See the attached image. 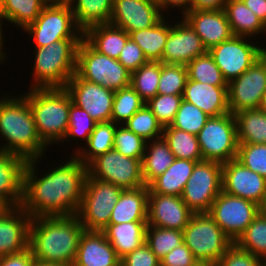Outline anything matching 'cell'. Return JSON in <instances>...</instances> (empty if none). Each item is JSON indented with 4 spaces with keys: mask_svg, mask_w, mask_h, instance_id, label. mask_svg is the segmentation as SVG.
<instances>
[{
    "mask_svg": "<svg viewBox=\"0 0 266 266\" xmlns=\"http://www.w3.org/2000/svg\"><path fill=\"white\" fill-rule=\"evenodd\" d=\"M71 153L58 163L52 159L56 164L47 166L48 170L41 169L43 175L39 174V166L45 157L27 161L21 207L31 218L76 214L83 195L87 166Z\"/></svg>",
    "mask_w": 266,
    "mask_h": 266,
    "instance_id": "6da1fadb",
    "label": "cell"
},
{
    "mask_svg": "<svg viewBox=\"0 0 266 266\" xmlns=\"http://www.w3.org/2000/svg\"><path fill=\"white\" fill-rule=\"evenodd\" d=\"M84 230L76 214L34 217L29 248L35 260L72 266Z\"/></svg>",
    "mask_w": 266,
    "mask_h": 266,
    "instance_id": "7a4b0ae2",
    "label": "cell"
},
{
    "mask_svg": "<svg viewBox=\"0 0 266 266\" xmlns=\"http://www.w3.org/2000/svg\"><path fill=\"white\" fill-rule=\"evenodd\" d=\"M2 93L4 95L0 93V151L16 154L27 161L45 157L49 149L38 136L27 99L22 93Z\"/></svg>",
    "mask_w": 266,
    "mask_h": 266,
    "instance_id": "3957f363",
    "label": "cell"
},
{
    "mask_svg": "<svg viewBox=\"0 0 266 266\" xmlns=\"http://www.w3.org/2000/svg\"><path fill=\"white\" fill-rule=\"evenodd\" d=\"M26 93L41 141L49 148L64 139L69 123V110L73 102L65 88H32ZM50 145V146H49Z\"/></svg>",
    "mask_w": 266,
    "mask_h": 266,
    "instance_id": "277c9868",
    "label": "cell"
},
{
    "mask_svg": "<svg viewBox=\"0 0 266 266\" xmlns=\"http://www.w3.org/2000/svg\"><path fill=\"white\" fill-rule=\"evenodd\" d=\"M82 39H63L33 48L32 88H65L76 73L77 50ZM33 75V76H32Z\"/></svg>",
    "mask_w": 266,
    "mask_h": 266,
    "instance_id": "5b68a950",
    "label": "cell"
},
{
    "mask_svg": "<svg viewBox=\"0 0 266 266\" xmlns=\"http://www.w3.org/2000/svg\"><path fill=\"white\" fill-rule=\"evenodd\" d=\"M22 33H26L33 48L45 47L63 39H83V31L76 24L72 8L66 0L48 2L41 14Z\"/></svg>",
    "mask_w": 266,
    "mask_h": 266,
    "instance_id": "8992f818",
    "label": "cell"
},
{
    "mask_svg": "<svg viewBox=\"0 0 266 266\" xmlns=\"http://www.w3.org/2000/svg\"><path fill=\"white\" fill-rule=\"evenodd\" d=\"M182 232L183 242L199 263L216 265L234 244L208 213H194Z\"/></svg>",
    "mask_w": 266,
    "mask_h": 266,
    "instance_id": "52a82bcc",
    "label": "cell"
},
{
    "mask_svg": "<svg viewBox=\"0 0 266 266\" xmlns=\"http://www.w3.org/2000/svg\"><path fill=\"white\" fill-rule=\"evenodd\" d=\"M124 189L96 178H86L80 206L76 212L87 231H102L110 221L114 205Z\"/></svg>",
    "mask_w": 266,
    "mask_h": 266,
    "instance_id": "ba28073f",
    "label": "cell"
},
{
    "mask_svg": "<svg viewBox=\"0 0 266 266\" xmlns=\"http://www.w3.org/2000/svg\"><path fill=\"white\" fill-rule=\"evenodd\" d=\"M76 73L84 80L113 91L130 85L131 72L118 59L94 50L84 39L77 50Z\"/></svg>",
    "mask_w": 266,
    "mask_h": 266,
    "instance_id": "9c48e42d",
    "label": "cell"
},
{
    "mask_svg": "<svg viewBox=\"0 0 266 266\" xmlns=\"http://www.w3.org/2000/svg\"><path fill=\"white\" fill-rule=\"evenodd\" d=\"M197 138L203 160L223 164L237 158V125L231 112L209 117Z\"/></svg>",
    "mask_w": 266,
    "mask_h": 266,
    "instance_id": "30bf717a",
    "label": "cell"
},
{
    "mask_svg": "<svg viewBox=\"0 0 266 266\" xmlns=\"http://www.w3.org/2000/svg\"><path fill=\"white\" fill-rule=\"evenodd\" d=\"M86 178L109 182L124 190L145 186L142 159L126 157L114 148L97 156L87 165Z\"/></svg>",
    "mask_w": 266,
    "mask_h": 266,
    "instance_id": "8fae6325",
    "label": "cell"
},
{
    "mask_svg": "<svg viewBox=\"0 0 266 266\" xmlns=\"http://www.w3.org/2000/svg\"><path fill=\"white\" fill-rule=\"evenodd\" d=\"M222 191V163L202 160L194 166L181 198L193 213H208Z\"/></svg>",
    "mask_w": 266,
    "mask_h": 266,
    "instance_id": "7c38bea8",
    "label": "cell"
},
{
    "mask_svg": "<svg viewBox=\"0 0 266 266\" xmlns=\"http://www.w3.org/2000/svg\"><path fill=\"white\" fill-rule=\"evenodd\" d=\"M256 42L252 38L233 36L208 50L227 83L241 76L266 52L265 43L261 46Z\"/></svg>",
    "mask_w": 266,
    "mask_h": 266,
    "instance_id": "4fadbf2b",
    "label": "cell"
},
{
    "mask_svg": "<svg viewBox=\"0 0 266 266\" xmlns=\"http://www.w3.org/2000/svg\"><path fill=\"white\" fill-rule=\"evenodd\" d=\"M261 210L252 201L221 191L208 214L234 243Z\"/></svg>",
    "mask_w": 266,
    "mask_h": 266,
    "instance_id": "5bb4252c",
    "label": "cell"
},
{
    "mask_svg": "<svg viewBox=\"0 0 266 266\" xmlns=\"http://www.w3.org/2000/svg\"><path fill=\"white\" fill-rule=\"evenodd\" d=\"M266 89V52L241 76L228 83V108L232 114L257 109Z\"/></svg>",
    "mask_w": 266,
    "mask_h": 266,
    "instance_id": "9a60e30c",
    "label": "cell"
},
{
    "mask_svg": "<svg viewBox=\"0 0 266 266\" xmlns=\"http://www.w3.org/2000/svg\"><path fill=\"white\" fill-rule=\"evenodd\" d=\"M65 89L72 101L85 110L97 123L111 121L115 91L82 79L75 73Z\"/></svg>",
    "mask_w": 266,
    "mask_h": 266,
    "instance_id": "2e32d148",
    "label": "cell"
},
{
    "mask_svg": "<svg viewBox=\"0 0 266 266\" xmlns=\"http://www.w3.org/2000/svg\"><path fill=\"white\" fill-rule=\"evenodd\" d=\"M222 191L263 208L266 203V178L233 159L222 164Z\"/></svg>",
    "mask_w": 266,
    "mask_h": 266,
    "instance_id": "e0dca14e",
    "label": "cell"
},
{
    "mask_svg": "<svg viewBox=\"0 0 266 266\" xmlns=\"http://www.w3.org/2000/svg\"><path fill=\"white\" fill-rule=\"evenodd\" d=\"M171 17V30L163 50L162 63L187 65L207 52L201 38L183 18Z\"/></svg>",
    "mask_w": 266,
    "mask_h": 266,
    "instance_id": "ac0fdd59",
    "label": "cell"
},
{
    "mask_svg": "<svg viewBox=\"0 0 266 266\" xmlns=\"http://www.w3.org/2000/svg\"><path fill=\"white\" fill-rule=\"evenodd\" d=\"M193 214L181 196L148 193L147 226L183 231Z\"/></svg>",
    "mask_w": 266,
    "mask_h": 266,
    "instance_id": "d6986e66",
    "label": "cell"
},
{
    "mask_svg": "<svg viewBox=\"0 0 266 266\" xmlns=\"http://www.w3.org/2000/svg\"><path fill=\"white\" fill-rule=\"evenodd\" d=\"M164 16L158 5L147 0H114L110 24L130 34L156 25Z\"/></svg>",
    "mask_w": 266,
    "mask_h": 266,
    "instance_id": "ffe728a7",
    "label": "cell"
},
{
    "mask_svg": "<svg viewBox=\"0 0 266 266\" xmlns=\"http://www.w3.org/2000/svg\"><path fill=\"white\" fill-rule=\"evenodd\" d=\"M32 218L21 207H8L0 214V257L29 248Z\"/></svg>",
    "mask_w": 266,
    "mask_h": 266,
    "instance_id": "44dd1931",
    "label": "cell"
},
{
    "mask_svg": "<svg viewBox=\"0 0 266 266\" xmlns=\"http://www.w3.org/2000/svg\"><path fill=\"white\" fill-rule=\"evenodd\" d=\"M182 17L201 38L207 51L234 36L224 9L190 10Z\"/></svg>",
    "mask_w": 266,
    "mask_h": 266,
    "instance_id": "7402d4cb",
    "label": "cell"
},
{
    "mask_svg": "<svg viewBox=\"0 0 266 266\" xmlns=\"http://www.w3.org/2000/svg\"><path fill=\"white\" fill-rule=\"evenodd\" d=\"M72 266H121V259L102 231L84 230Z\"/></svg>",
    "mask_w": 266,
    "mask_h": 266,
    "instance_id": "603a6c76",
    "label": "cell"
},
{
    "mask_svg": "<svg viewBox=\"0 0 266 266\" xmlns=\"http://www.w3.org/2000/svg\"><path fill=\"white\" fill-rule=\"evenodd\" d=\"M26 164L25 158L0 151V199L9 207L21 206Z\"/></svg>",
    "mask_w": 266,
    "mask_h": 266,
    "instance_id": "cb8c5ba5",
    "label": "cell"
},
{
    "mask_svg": "<svg viewBox=\"0 0 266 266\" xmlns=\"http://www.w3.org/2000/svg\"><path fill=\"white\" fill-rule=\"evenodd\" d=\"M228 86H214L187 79L182 98L194 104L209 117L229 113Z\"/></svg>",
    "mask_w": 266,
    "mask_h": 266,
    "instance_id": "d4e9b609",
    "label": "cell"
},
{
    "mask_svg": "<svg viewBox=\"0 0 266 266\" xmlns=\"http://www.w3.org/2000/svg\"><path fill=\"white\" fill-rule=\"evenodd\" d=\"M129 38L125 30L110 23L94 25L83 32V39L94 50L114 59L119 58Z\"/></svg>",
    "mask_w": 266,
    "mask_h": 266,
    "instance_id": "484cf974",
    "label": "cell"
},
{
    "mask_svg": "<svg viewBox=\"0 0 266 266\" xmlns=\"http://www.w3.org/2000/svg\"><path fill=\"white\" fill-rule=\"evenodd\" d=\"M147 221L108 224L102 232L120 259L145 242Z\"/></svg>",
    "mask_w": 266,
    "mask_h": 266,
    "instance_id": "4316f807",
    "label": "cell"
},
{
    "mask_svg": "<svg viewBox=\"0 0 266 266\" xmlns=\"http://www.w3.org/2000/svg\"><path fill=\"white\" fill-rule=\"evenodd\" d=\"M148 186L123 190L114 205L109 224L147 221Z\"/></svg>",
    "mask_w": 266,
    "mask_h": 266,
    "instance_id": "83f0119b",
    "label": "cell"
},
{
    "mask_svg": "<svg viewBox=\"0 0 266 266\" xmlns=\"http://www.w3.org/2000/svg\"><path fill=\"white\" fill-rule=\"evenodd\" d=\"M224 11L234 36L252 38L258 41V37L262 39L261 36L266 35V26L242 0H228Z\"/></svg>",
    "mask_w": 266,
    "mask_h": 266,
    "instance_id": "f1b7e54d",
    "label": "cell"
},
{
    "mask_svg": "<svg viewBox=\"0 0 266 266\" xmlns=\"http://www.w3.org/2000/svg\"><path fill=\"white\" fill-rule=\"evenodd\" d=\"M197 161L175 159L167 170L149 185V193L181 196Z\"/></svg>",
    "mask_w": 266,
    "mask_h": 266,
    "instance_id": "f546056e",
    "label": "cell"
},
{
    "mask_svg": "<svg viewBox=\"0 0 266 266\" xmlns=\"http://www.w3.org/2000/svg\"><path fill=\"white\" fill-rule=\"evenodd\" d=\"M169 21V22H168ZM171 30V18L164 16L156 25L130 33L148 61L162 62L163 50Z\"/></svg>",
    "mask_w": 266,
    "mask_h": 266,
    "instance_id": "4dcf8cb0",
    "label": "cell"
},
{
    "mask_svg": "<svg viewBox=\"0 0 266 266\" xmlns=\"http://www.w3.org/2000/svg\"><path fill=\"white\" fill-rule=\"evenodd\" d=\"M163 137L146 142L142 158V174L148 186L155 178L163 174L175 160Z\"/></svg>",
    "mask_w": 266,
    "mask_h": 266,
    "instance_id": "1f68e13d",
    "label": "cell"
},
{
    "mask_svg": "<svg viewBox=\"0 0 266 266\" xmlns=\"http://www.w3.org/2000/svg\"><path fill=\"white\" fill-rule=\"evenodd\" d=\"M78 27L84 32L87 28L110 23L114 0H66Z\"/></svg>",
    "mask_w": 266,
    "mask_h": 266,
    "instance_id": "d6a6232c",
    "label": "cell"
},
{
    "mask_svg": "<svg viewBox=\"0 0 266 266\" xmlns=\"http://www.w3.org/2000/svg\"><path fill=\"white\" fill-rule=\"evenodd\" d=\"M47 3L46 0H4L0 8V17L3 24L8 22L5 24L8 27L10 24L23 31L37 19Z\"/></svg>",
    "mask_w": 266,
    "mask_h": 266,
    "instance_id": "836d02e7",
    "label": "cell"
},
{
    "mask_svg": "<svg viewBox=\"0 0 266 266\" xmlns=\"http://www.w3.org/2000/svg\"><path fill=\"white\" fill-rule=\"evenodd\" d=\"M238 143L266 144V111L262 108L242 110L234 114Z\"/></svg>",
    "mask_w": 266,
    "mask_h": 266,
    "instance_id": "e575fe53",
    "label": "cell"
},
{
    "mask_svg": "<svg viewBox=\"0 0 266 266\" xmlns=\"http://www.w3.org/2000/svg\"><path fill=\"white\" fill-rule=\"evenodd\" d=\"M116 126L112 121L96 123L88 142L75 156L87 166L97 156L113 149Z\"/></svg>",
    "mask_w": 266,
    "mask_h": 266,
    "instance_id": "d590c367",
    "label": "cell"
},
{
    "mask_svg": "<svg viewBox=\"0 0 266 266\" xmlns=\"http://www.w3.org/2000/svg\"><path fill=\"white\" fill-rule=\"evenodd\" d=\"M96 123L97 122L93 120L85 110L72 102L69 110L68 130L59 145H65V143L66 145L67 143L71 145L72 143L71 146H75L73 142L77 141L76 147L73 148L74 151L72 153V155H75L88 142L89 136L94 130Z\"/></svg>",
    "mask_w": 266,
    "mask_h": 266,
    "instance_id": "8d00e7d4",
    "label": "cell"
},
{
    "mask_svg": "<svg viewBox=\"0 0 266 266\" xmlns=\"http://www.w3.org/2000/svg\"><path fill=\"white\" fill-rule=\"evenodd\" d=\"M162 137L176 159L203 160L197 135L167 126L163 128Z\"/></svg>",
    "mask_w": 266,
    "mask_h": 266,
    "instance_id": "74e56055",
    "label": "cell"
},
{
    "mask_svg": "<svg viewBox=\"0 0 266 266\" xmlns=\"http://www.w3.org/2000/svg\"><path fill=\"white\" fill-rule=\"evenodd\" d=\"M234 244L252 255L266 258V213L261 210Z\"/></svg>",
    "mask_w": 266,
    "mask_h": 266,
    "instance_id": "f35d334b",
    "label": "cell"
},
{
    "mask_svg": "<svg viewBox=\"0 0 266 266\" xmlns=\"http://www.w3.org/2000/svg\"><path fill=\"white\" fill-rule=\"evenodd\" d=\"M160 72L161 62L152 61L131 72L130 86L145 103L157 95Z\"/></svg>",
    "mask_w": 266,
    "mask_h": 266,
    "instance_id": "ab89813d",
    "label": "cell"
},
{
    "mask_svg": "<svg viewBox=\"0 0 266 266\" xmlns=\"http://www.w3.org/2000/svg\"><path fill=\"white\" fill-rule=\"evenodd\" d=\"M189 80L214 86H228L222 72L207 51L186 65Z\"/></svg>",
    "mask_w": 266,
    "mask_h": 266,
    "instance_id": "60d3db41",
    "label": "cell"
},
{
    "mask_svg": "<svg viewBox=\"0 0 266 266\" xmlns=\"http://www.w3.org/2000/svg\"><path fill=\"white\" fill-rule=\"evenodd\" d=\"M145 243L161 260L171 250L183 243V232L175 229L147 226Z\"/></svg>",
    "mask_w": 266,
    "mask_h": 266,
    "instance_id": "b9f144b4",
    "label": "cell"
},
{
    "mask_svg": "<svg viewBox=\"0 0 266 266\" xmlns=\"http://www.w3.org/2000/svg\"><path fill=\"white\" fill-rule=\"evenodd\" d=\"M144 104L140 95L130 85L115 91L111 121L116 125H123Z\"/></svg>",
    "mask_w": 266,
    "mask_h": 266,
    "instance_id": "7bdbcfd3",
    "label": "cell"
},
{
    "mask_svg": "<svg viewBox=\"0 0 266 266\" xmlns=\"http://www.w3.org/2000/svg\"><path fill=\"white\" fill-rule=\"evenodd\" d=\"M123 125L146 141L162 137L163 127L158 123L156 116L146 104Z\"/></svg>",
    "mask_w": 266,
    "mask_h": 266,
    "instance_id": "ee69618b",
    "label": "cell"
},
{
    "mask_svg": "<svg viewBox=\"0 0 266 266\" xmlns=\"http://www.w3.org/2000/svg\"><path fill=\"white\" fill-rule=\"evenodd\" d=\"M187 79L186 65L161 62L157 94L183 95Z\"/></svg>",
    "mask_w": 266,
    "mask_h": 266,
    "instance_id": "f6af8a7d",
    "label": "cell"
},
{
    "mask_svg": "<svg viewBox=\"0 0 266 266\" xmlns=\"http://www.w3.org/2000/svg\"><path fill=\"white\" fill-rule=\"evenodd\" d=\"M208 119L209 116L201 109L182 100L170 126L197 135Z\"/></svg>",
    "mask_w": 266,
    "mask_h": 266,
    "instance_id": "bcb514c9",
    "label": "cell"
},
{
    "mask_svg": "<svg viewBox=\"0 0 266 266\" xmlns=\"http://www.w3.org/2000/svg\"><path fill=\"white\" fill-rule=\"evenodd\" d=\"M146 142L141 136L136 135L124 125L116 126L113 148L120 154L130 158L142 159Z\"/></svg>",
    "mask_w": 266,
    "mask_h": 266,
    "instance_id": "7dc6e473",
    "label": "cell"
},
{
    "mask_svg": "<svg viewBox=\"0 0 266 266\" xmlns=\"http://www.w3.org/2000/svg\"><path fill=\"white\" fill-rule=\"evenodd\" d=\"M182 100V95L157 94L145 104L164 128L172 124Z\"/></svg>",
    "mask_w": 266,
    "mask_h": 266,
    "instance_id": "c3c4849f",
    "label": "cell"
},
{
    "mask_svg": "<svg viewBox=\"0 0 266 266\" xmlns=\"http://www.w3.org/2000/svg\"><path fill=\"white\" fill-rule=\"evenodd\" d=\"M236 159L245 167L266 178V144L238 143Z\"/></svg>",
    "mask_w": 266,
    "mask_h": 266,
    "instance_id": "681fc988",
    "label": "cell"
},
{
    "mask_svg": "<svg viewBox=\"0 0 266 266\" xmlns=\"http://www.w3.org/2000/svg\"><path fill=\"white\" fill-rule=\"evenodd\" d=\"M215 266H264L263 259L233 244Z\"/></svg>",
    "mask_w": 266,
    "mask_h": 266,
    "instance_id": "f907efd6",
    "label": "cell"
},
{
    "mask_svg": "<svg viewBox=\"0 0 266 266\" xmlns=\"http://www.w3.org/2000/svg\"><path fill=\"white\" fill-rule=\"evenodd\" d=\"M118 61L130 72L149 62L143 50L131 38L127 40L122 48Z\"/></svg>",
    "mask_w": 266,
    "mask_h": 266,
    "instance_id": "816d5d0a",
    "label": "cell"
},
{
    "mask_svg": "<svg viewBox=\"0 0 266 266\" xmlns=\"http://www.w3.org/2000/svg\"><path fill=\"white\" fill-rule=\"evenodd\" d=\"M121 266H160V260L144 242L121 259Z\"/></svg>",
    "mask_w": 266,
    "mask_h": 266,
    "instance_id": "f5cc1de1",
    "label": "cell"
},
{
    "mask_svg": "<svg viewBox=\"0 0 266 266\" xmlns=\"http://www.w3.org/2000/svg\"><path fill=\"white\" fill-rule=\"evenodd\" d=\"M198 260L183 242L160 260V266H197Z\"/></svg>",
    "mask_w": 266,
    "mask_h": 266,
    "instance_id": "db71d44e",
    "label": "cell"
},
{
    "mask_svg": "<svg viewBox=\"0 0 266 266\" xmlns=\"http://www.w3.org/2000/svg\"><path fill=\"white\" fill-rule=\"evenodd\" d=\"M35 259L31 249L0 257V266H33Z\"/></svg>",
    "mask_w": 266,
    "mask_h": 266,
    "instance_id": "11a10c76",
    "label": "cell"
},
{
    "mask_svg": "<svg viewBox=\"0 0 266 266\" xmlns=\"http://www.w3.org/2000/svg\"><path fill=\"white\" fill-rule=\"evenodd\" d=\"M178 10L180 11L178 12L179 15L178 13H176V15L179 17H182L186 12L190 11L191 0H164V15L171 17V14H172V16H175L174 14L175 12L173 13H170V12L178 11Z\"/></svg>",
    "mask_w": 266,
    "mask_h": 266,
    "instance_id": "9f6ffc18",
    "label": "cell"
},
{
    "mask_svg": "<svg viewBox=\"0 0 266 266\" xmlns=\"http://www.w3.org/2000/svg\"><path fill=\"white\" fill-rule=\"evenodd\" d=\"M228 0H191V10H222Z\"/></svg>",
    "mask_w": 266,
    "mask_h": 266,
    "instance_id": "6f0895ef",
    "label": "cell"
},
{
    "mask_svg": "<svg viewBox=\"0 0 266 266\" xmlns=\"http://www.w3.org/2000/svg\"><path fill=\"white\" fill-rule=\"evenodd\" d=\"M266 26V0H242Z\"/></svg>",
    "mask_w": 266,
    "mask_h": 266,
    "instance_id": "680465c9",
    "label": "cell"
},
{
    "mask_svg": "<svg viewBox=\"0 0 266 266\" xmlns=\"http://www.w3.org/2000/svg\"><path fill=\"white\" fill-rule=\"evenodd\" d=\"M4 24H3V22H2V19H1V17H0V64L2 65H4V64H6V60H8V54L9 53H7V52H5V50H6V48H5V45L7 44V43H5L7 40H5L6 39V36H4V35H6V34H4L5 32H4Z\"/></svg>",
    "mask_w": 266,
    "mask_h": 266,
    "instance_id": "91938a15",
    "label": "cell"
},
{
    "mask_svg": "<svg viewBox=\"0 0 266 266\" xmlns=\"http://www.w3.org/2000/svg\"><path fill=\"white\" fill-rule=\"evenodd\" d=\"M33 266H67V265L45 263V262H41V261L35 260L34 263H33Z\"/></svg>",
    "mask_w": 266,
    "mask_h": 266,
    "instance_id": "94428289",
    "label": "cell"
},
{
    "mask_svg": "<svg viewBox=\"0 0 266 266\" xmlns=\"http://www.w3.org/2000/svg\"><path fill=\"white\" fill-rule=\"evenodd\" d=\"M152 2L160 7L161 12L164 14V0H147Z\"/></svg>",
    "mask_w": 266,
    "mask_h": 266,
    "instance_id": "6125c7cd",
    "label": "cell"
},
{
    "mask_svg": "<svg viewBox=\"0 0 266 266\" xmlns=\"http://www.w3.org/2000/svg\"><path fill=\"white\" fill-rule=\"evenodd\" d=\"M9 206L2 200L0 199V214H2Z\"/></svg>",
    "mask_w": 266,
    "mask_h": 266,
    "instance_id": "be15d7a7",
    "label": "cell"
},
{
    "mask_svg": "<svg viewBox=\"0 0 266 266\" xmlns=\"http://www.w3.org/2000/svg\"><path fill=\"white\" fill-rule=\"evenodd\" d=\"M260 108H262L263 110L266 111V89H265L264 94H263L262 104H261Z\"/></svg>",
    "mask_w": 266,
    "mask_h": 266,
    "instance_id": "e7e4bbea",
    "label": "cell"
},
{
    "mask_svg": "<svg viewBox=\"0 0 266 266\" xmlns=\"http://www.w3.org/2000/svg\"><path fill=\"white\" fill-rule=\"evenodd\" d=\"M197 266H215L209 263H199Z\"/></svg>",
    "mask_w": 266,
    "mask_h": 266,
    "instance_id": "03108f58",
    "label": "cell"
},
{
    "mask_svg": "<svg viewBox=\"0 0 266 266\" xmlns=\"http://www.w3.org/2000/svg\"><path fill=\"white\" fill-rule=\"evenodd\" d=\"M47 2H57V1H60V0H46Z\"/></svg>",
    "mask_w": 266,
    "mask_h": 266,
    "instance_id": "003e7915",
    "label": "cell"
},
{
    "mask_svg": "<svg viewBox=\"0 0 266 266\" xmlns=\"http://www.w3.org/2000/svg\"><path fill=\"white\" fill-rule=\"evenodd\" d=\"M262 210L266 213V203H265L264 207L262 208Z\"/></svg>",
    "mask_w": 266,
    "mask_h": 266,
    "instance_id": "a7ac6f4b",
    "label": "cell"
},
{
    "mask_svg": "<svg viewBox=\"0 0 266 266\" xmlns=\"http://www.w3.org/2000/svg\"><path fill=\"white\" fill-rule=\"evenodd\" d=\"M3 3H4V0H0V8L3 5Z\"/></svg>",
    "mask_w": 266,
    "mask_h": 266,
    "instance_id": "89a4df30",
    "label": "cell"
},
{
    "mask_svg": "<svg viewBox=\"0 0 266 266\" xmlns=\"http://www.w3.org/2000/svg\"><path fill=\"white\" fill-rule=\"evenodd\" d=\"M264 266H266V258L263 259Z\"/></svg>",
    "mask_w": 266,
    "mask_h": 266,
    "instance_id": "2644e50d",
    "label": "cell"
}]
</instances>
